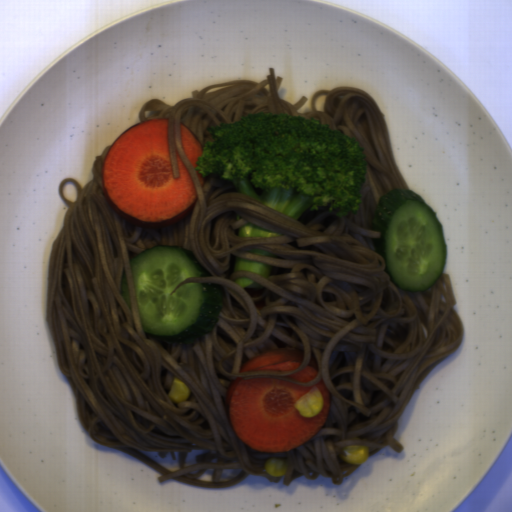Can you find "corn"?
I'll return each instance as SVG.
<instances>
[{
	"mask_svg": "<svg viewBox=\"0 0 512 512\" xmlns=\"http://www.w3.org/2000/svg\"><path fill=\"white\" fill-rule=\"evenodd\" d=\"M294 407L301 417L311 418L317 416L323 409L324 401L318 387L310 389L306 394L294 402Z\"/></svg>",
	"mask_w": 512,
	"mask_h": 512,
	"instance_id": "51d56268",
	"label": "corn"
},
{
	"mask_svg": "<svg viewBox=\"0 0 512 512\" xmlns=\"http://www.w3.org/2000/svg\"><path fill=\"white\" fill-rule=\"evenodd\" d=\"M339 457L348 464L363 465L369 458L367 446L350 445L341 450Z\"/></svg>",
	"mask_w": 512,
	"mask_h": 512,
	"instance_id": "f1292c28",
	"label": "corn"
},
{
	"mask_svg": "<svg viewBox=\"0 0 512 512\" xmlns=\"http://www.w3.org/2000/svg\"><path fill=\"white\" fill-rule=\"evenodd\" d=\"M190 396V390L186 384L177 378H173L171 382L168 398L174 403L179 404L187 401Z\"/></svg>",
	"mask_w": 512,
	"mask_h": 512,
	"instance_id": "5cfa1b94",
	"label": "corn"
},
{
	"mask_svg": "<svg viewBox=\"0 0 512 512\" xmlns=\"http://www.w3.org/2000/svg\"><path fill=\"white\" fill-rule=\"evenodd\" d=\"M287 462L286 460L280 458H271L266 461L264 469L268 475L273 477H281L284 476L287 470Z\"/></svg>",
	"mask_w": 512,
	"mask_h": 512,
	"instance_id": "cfcad685",
	"label": "corn"
}]
</instances>
